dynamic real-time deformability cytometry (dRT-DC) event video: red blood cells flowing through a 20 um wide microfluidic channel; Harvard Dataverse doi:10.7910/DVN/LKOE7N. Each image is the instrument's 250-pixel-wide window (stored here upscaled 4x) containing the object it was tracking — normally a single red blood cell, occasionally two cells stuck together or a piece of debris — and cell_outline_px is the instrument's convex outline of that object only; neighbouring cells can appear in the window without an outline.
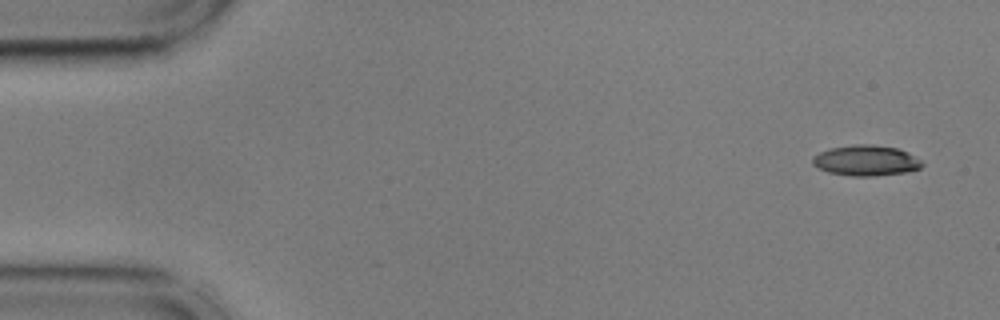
{"species": "common noctule bat (a hibernating species)", "species_latin": "Nyctalus noctula", "temperature_condition": "cold", "stored_images_in_passage": 53, "camera_frame_rate_fps": 3000, "um_per_image_px": 0.085, "animal": {"sex": "male", "body_mass_g": 17.9, "forearm_length_mm": 54.2}, "frame": {"image": 1, "passage_image": 1, "time_ms": 0.0, "image_size_px": [1000, 320], "cell_outline_px": [[924, 164], [920, 168], [908, 172], [872, 176], [852, 176], [828, 172], [812, 164], [812, 156], [828, 148], [852, 144], [872, 144], [896, 148], [908, 152], [920, 160]], "centroid_in_image_um": [73.59, 13.64], "position_along_channel_um": 11.4, "area_um2": 19.59}}
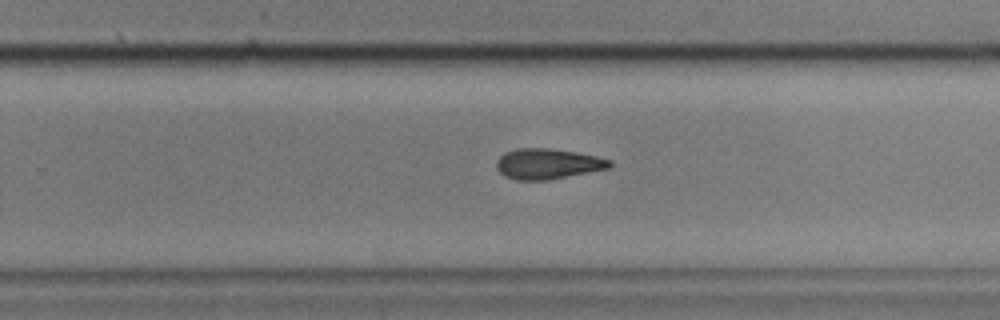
{"frame": {"image": 2, "passage_image": 33, "time_ms": 10.667, "image_size_px": [1000, 320], "cell_outline_px": [[612, 164], [608, 168], [548, 180], [516, 180], [504, 176], [496, 168], [496, 160], [504, 152], [516, 148], [548, 148], [576, 152], [596, 156], [612, 160]], "centroid_in_image_um": [46.51, 13.92], "position_along_channel_um": 283.3, "area_um2": 20.11}}
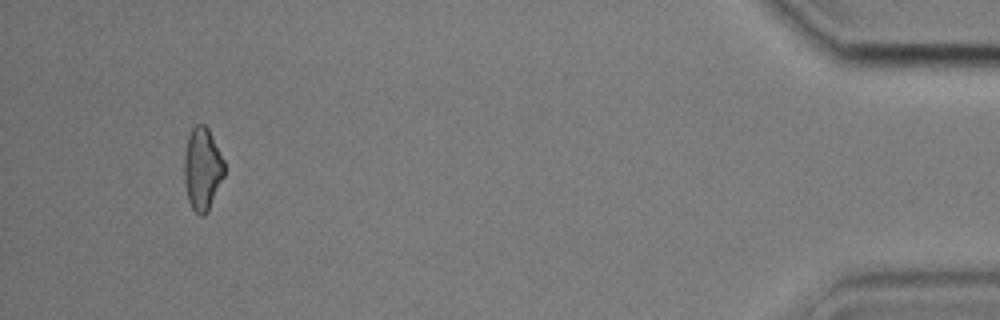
{"frame": {"image": 3, "passage_image": 50, "time_ms": 16.333, "image_size_px": [1000, 320], "cell_outline_px": [[224, 176], [208, 212], [204, 216], [200, 216], [192, 208], [188, 200], [184, 180], [184, 156], [188, 136], [192, 128], [196, 124], [204, 124], [208, 128], [224, 160]], "centroid_in_image_um": [17.2, 14.37], "position_along_channel_um": 418.0, "area_um2": 19.36}, "authors_computed_cell_mechanics": {"area_um2": 20.0566, "velocity_mm_per_s": 3.6308, "shape_relaxation_time_tau1_ms": 4.4722, "shape_relaxation_time_tau2_ms": null, "deformation_change_tau1": 0.1515, "deformation_change_tau2": null}}